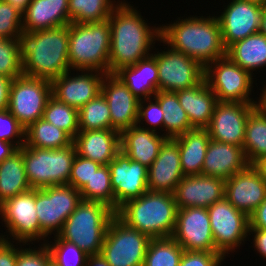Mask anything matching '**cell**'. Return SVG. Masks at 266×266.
I'll return each mask as SVG.
<instances>
[{
  "instance_id": "6da1fadb",
  "label": "cell",
  "mask_w": 266,
  "mask_h": 266,
  "mask_svg": "<svg viewBox=\"0 0 266 266\" xmlns=\"http://www.w3.org/2000/svg\"><path fill=\"white\" fill-rule=\"evenodd\" d=\"M109 16L111 28L108 73L135 65L151 55L150 47L160 39V27L148 26L142 15L129 3L118 1Z\"/></svg>"
},
{
  "instance_id": "7a4b0ae2",
  "label": "cell",
  "mask_w": 266,
  "mask_h": 266,
  "mask_svg": "<svg viewBox=\"0 0 266 266\" xmlns=\"http://www.w3.org/2000/svg\"><path fill=\"white\" fill-rule=\"evenodd\" d=\"M186 17L160 26V39L171 49L182 52L206 67L226 56L217 16Z\"/></svg>"
},
{
  "instance_id": "3957f363",
  "label": "cell",
  "mask_w": 266,
  "mask_h": 266,
  "mask_svg": "<svg viewBox=\"0 0 266 266\" xmlns=\"http://www.w3.org/2000/svg\"><path fill=\"white\" fill-rule=\"evenodd\" d=\"M23 75L52 81L70 70L69 24L23 33Z\"/></svg>"
},
{
  "instance_id": "277c9868",
  "label": "cell",
  "mask_w": 266,
  "mask_h": 266,
  "mask_svg": "<svg viewBox=\"0 0 266 266\" xmlns=\"http://www.w3.org/2000/svg\"><path fill=\"white\" fill-rule=\"evenodd\" d=\"M177 210L173 194L147 191L125 202L115 215L127 226L151 239L168 238L175 229Z\"/></svg>"
},
{
  "instance_id": "5b68a950",
  "label": "cell",
  "mask_w": 266,
  "mask_h": 266,
  "mask_svg": "<svg viewBox=\"0 0 266 266\" xmlns=\"http://www.w3.org/2000/svg\"><path fill=\"white\" fill-rule=\"evenodd\" d=\"M111 28L109 20L69 24L70 70L108 73Z\"/></svg>"
},
{
  "instance_id": "8992f818",
  "label": "cell",
  "mask_w": 266,
  "mask_h": 266,
  "mask_svg": "<svg viewBox=\"0 0 266 266\" xmlns=\"http://www.w3.org/2000/svg\"><path fill=\"white\" fill-rule=\"evenodd\" d=\"M115 211L101 202L81 200L57 234L76 244L88 255H99L109 222Z\"/></svg>"
},
{
  "instance_id": "52a82bcc",
  "label": "cell",
  "mask_w": 266,
  "mask_h": 266,
  "mask_svg": "<svg viewBox=\"0 0 266 266\" xmlns=\"http://www.w3.org/2000/svg\"><path fill=\"white\" fill-rule=\"evenodd\" d=\"M25 174L32 189L55 185H69L73 161L76 157L74 143L60 149L21 146Z\"/></svg>"
},
{
  "instance_id": "ba28073f",
  "label": "cell",
  "mask_w": 266,
  "mask_h": 266,
  "mask_svg": "<svg viewBox=\"0 0 266 266\" xmlns=\"http://www.w3.org/2000/svg\"><path fill=\"white\" fill-rule=\"evenodd\" d=\"M150 240L115 215L109 222L100 254L110 266H143Z\"/></svg>"
},
{
  "instance_id": "9c48e42d",
  "label": "cell",
  "mask_w": 266,
  "mask_h": 266,
  "mask_svg": "<svg viewBox=\"0 0 266 266\" xmlns=\"http://www.w3.org/2000/svg\"><path fill=\"white\" fill-rule=\"evenodd\" d=\"M51 96V81L22 74L11 82L8 110L26 129L43 117Z\"/></svg>"
},
{
  "instance_id": "30bf717a",
  "label": "cell",
  "mask_w": 266,
  "mask_h": 266,
  "mask_svg": "<svg viewBox=\"0 0 266 266\" xmlns=\"http://www.w3.org/2000/svg\"><path fill=\"white\" fill-rule=\"evenodd\" d=\"M253 74L243 70L227 56L209 63L205 67V80L218 102H245L258 104L250 98Z\"/></svg>"
},
{
  "instance_id": "8fae6325",
  "label": "cell",
  "mask_w": 266,
  "mask_h": 266,
  "mask_svg": "<svg viewBox=\"0 0 266 266\" xmlns=\"http://www.w3.org/2000/svg\"><path fill=\"white\" fill-rule=\"evenodd\" d=\"M82 200L80 191L71 185H55L35 189V206L41 230L57 235L64 222Z\"/></svg>"
},
{
  "instance_id": "7c38bea8",
  "label": "cell",
  "mask_w": 266,
  "mask_h": 266,
  "mask_svg": "<svg viewBox=\"0 0 266 266\" xmlns=\"http://www.w3.org/2000/svg\"><path fill=\"white\" fill-rule=\"evenodd\" d=\"M216 250L224 257L249 235V216L236 209L225 197L207 208Z\"/></svg>"
},
{
  "instance_id": "4fadbf2b",
  "label": "cell",
  "mask_w": 266,
  "mask_h": 266,
  "mask_svg": "<svg viewBox=\"0 0 266 266\" xmlns=\"http://www.w3.org/2000/svg\"><path fill=\"white\" fill-rule=\"evenodd\" d=\"M158 68V90L177 92L205 79V67L186 54L170 49L152 54Z\"/></svg>"
},
{
  "instance_id": "5bb4252c",
  "label": "cell",
  "mask_w": 266,
  "mask_h": 266,
  "mask_svg": "<svg viewBox=\"0 0 266 266\" xmlns=\"http://www.w3.org/2000/svg\"><path fill=\"white\" fill-rule=\"evenodd\" d=\"M0 215L11 238L18 243L46 240L35 206V189L16 195L0 204Z\"/></svg>"
},
{
  "instance_id": "9a60e30c",
  "label": "cell",
  "mask_w": 266,
  "mask_h": 266,
  "mask_svg": "<svg viewBox=\"0 0 266 266\" xmlns=\"http://www.w3.org/2000/svg\"><path fill=\"white\" fill-rule=\"evenodd\" d=\"M184 250L218 252L216 250L207 208L190 207L177 210L171 236Z\"/></svg>"
},
{
  "instance_id": "2e32d148",
  "label": "cell",
  "mask_w": 266,
  "mask_h": 266,
  "mask_svg": "<svg viewBox=\"0 0 266 266\" xmlns=\"http://www.w3.org/2000/svg\"><path fill=\"white\" fill-rule=\"evenodd\" d=\"M217 16L222 40L227 49L233 43L261 32L265 8L242 0H232Z\"/></svg>"
},
{
  "instance_id": "e0dca14e",
  "label": "cell",
  "mask_w": 266,
  "mask_h": 266,
  "mask_svg": "<svg viewBox=\"0 0 266 266\" xmlns=\"http://www.w3.org/2000/svg\"><path fill=\"white\" fill-rule=\"evenodd\" d=\"M115 198V212L125 202L148 191V167L120 151L108 164Z\"/></svg>"
},
{
  "instance_id": "ac0fdd59",
  "label": "cell",
  "mask_w": 266,
  "mask_h": 266,
  "mask_svg": "<svg viewBox=\"0 0 266 266\" xmlns=\"http://www.w3.org/2000/svg\"><path fill=\"white\" fill-rule=\"evenodd\" d=\"M258 104L217 102L206 128L212 140L243 147L250 111Z\"/></svg>"
},
{
  "instance_id": "d6986e66",
  "label": "cell",
  "mask_w": 266,
  "mask_h": 266,
  "mask_svg": "<svg viewBox=\"0 0 266 266\" xmlns=\"http://www.w3.org/2000/svg\"><path fill=\"white\" fill-rule=\"evenodd\" d=\"M110 110L111 129L120 134L137 125L139 99L126 87V84L114 73H106L101 84Z\"/></svg>"
},
{
  "instance_id": "ffe728a7",
  "label": "cell",
  "mask_w": 266,
  "mask_h": 266,
  "mask_svg": "<svg viewBox=\"0 0 266 266\" xmlns=\"http://www.w3.org/2000/svg\"><path fill=\"white\" fill-rule=\"evenodd\" d=\"M69 72L71 73L67 71L51 81L52 96L79 110L101 93V84L106 73L82 70L81 75L78 73L71 77Z\"/></svg>"
},
{
  "instance_id": "44dd1931",
  "label": "cell",
  "mask_w": 266,
  "mask_h": 266,
  "mask_svg": "<svg viewBox=\"0 0 266 266\" xmlns=\"http://www.w3.org/2000/svg\"><path fill=\"white\" fill-rule=\"evenodd\" d=\"M225 181L202 174L184 176L173 193L177 208H208L225 197Z\"/></svg>"
},
{
  "instance_id": "7402d4cb",
  "label": "cell",
  "mask_w": 266,
  "mask_h": 266,
  "mask_svg": "<svg viewBox=\"0 0 266 266\" xmlns=\"http://www.w3.org/2000/svg\"><path fill=\"white\" fill-rule=\"evenodd\" d=\"M225 198L250 216L266 198V182L248 165L225 181Z\"/></svg>"
},
{
  "instance_id": "603a6c76",
  "label": "cell",
  "mask_w": 266,
  "mask_h": 266,
  "mask_svg": "<svg viewBox=\"0 0 266 266\" xmlns=\"http://www.w3.org/2000/svg\"><path fill=\"white\" fill-rule=\"evenodd\" d=\"M183 177L178 142L174 138H168L157 158L148 167V191L173 194Z\"/></svg>"
},
{
  "instance_id": "cb8c5ba5",
  "label": "cell",
  "mask_w": 266,
  "mask_h": 266,
  "mask_svg": "<svg viewBox=\"0 0 266 266\" xmlns=\"http://www.w3.org/2000/svg\"><path fill=\"white\" fill-rule=\"evenodd\" d=\"M68 3L69 0H32L22 12L23 33L70 24Z\"/></svg>"
},
{
  "instance_id": "d4e9b609",
  "label": "cell",
  "mask_w": 266,
  "mask_h": 266,
  "mask_svg": "<svg viewBox=\"0 0 266 266\" xmlns=\"http://www.w3.org/2000/svg\"><path fill=\"white\" fill-rule=\"evenodd\" d=\"M73 143L77 155L108 165L121 151L120 133L113 129L79 131Z\"/></svg>"
},
{
  "instance_id": "484cf974",
  "label": "cell",
  "mask_w": 266,
  "mask_h": 266,
  "mask_svg": "<svg viewBox=\"0 0 266 266\" xmlns=\"http://www.w3.org/2000/svg\"><path fill=\"white\" fill-rule=\"evenodd\" d=\"M248 165L243 147L211 139L207 147L201 174L226 180Z\"/></svg>"
},
{
  "instance_id": "4316f807",
  "label": "cell",
  "mask_w": 266,
  "mask_h": 266,
  "mask_svg": "<svg viewBox=\"0 0 266 266\" xmlns=\"http://www.w3.org/2000/svg\"><path fill=\"white\" fill-rule=\"evenodd\" d=\"M134 125L120 134L121 151L131 160L149 167L168 139L164 134Z\"/></svg>"
},
{
  "instance_id": "83f0119b",
  "label": "cell",
  "mask_w": 266,
  "mask_h": 266,
  "mask_svg": "<svg viewBox=\"0 0 266 266\" xmlns=\"http://www.w3.org/2000/svg\"><path fill=\"white\" fill-rule=\"evenodd\" d=\"M181 107L187 113L192 128L206 129L217 101L206 80L192 88L176 92Z\"/></svg>"
},
{
  "instance_id": "f1b7e54d",
  "label": "cell",
  "mask_w": 266,
  "mask_h": 266,
  "mask_svg": "<svg viewBox=\"0 0 266 266\" xmlns=\"http://www.w3.org/2000/svg\"><path fill=\"white\" fill-rule=\"evenodd\" d=\"M139 100L154 96L158 90V68L152 55L139 60L135 65L120 68L114 73Z\"/></svg>"
},
{
  "instance_id": "f546056e",
  "label": "cell",
  "mask_w": 266,
  "mask_h": 266,
  "mask_svg": "<svg viewBox=\"0 0 266 266\" xmlns=\"http://www.w3.org/2000/svg\"><path fill=\"white\" fill-rule=\"evenodd\" d=\"M180 149V162L184 176L200 175L208 144L211 140L207 129L193 128L174 138Z\"/></svg>"
},
{
  "instance_id": "4dcf8cb0",
  "label": "cell",
  "mask_w": 266,
  "mask_h": 266,
  "mask_svg": "<svg viewBox=\"0 0 266 266\" xmlns=\"http://www.w3.org/2000/svg\"><path fill=\"white\" fill-rule=\"evenodd\" d=\"M226 56L252 74L256 69L266 67V36L258 32L237 41L226 49Z\"/></svg>"
},
{
  "instance_id": "1f68e13d",
  "label": "cell",
  "mask_w": 266,
  "mask_h": 266,
  "mask_svg": "<svg viewBox=\"0 0 266 266\" xmlns=\"http://www.w3.org/2000/svg\"><path fill=\"white\" fill-rule=\"evenodd\" d=\"M31 189L25 174L23 153L18 149L0 163V204Z\"/></svg>"
},
{
  "instance_id": "d6a6232c",
  "label": "cell",
  "mask_w": 266,
  "mask_h": 266,
  "mask_svg": "<svg viewBox=\"0 0 266 266\" xmlns=\"http://www.w3.org/2000/svg\"><path fill=\"white\" fill-rule=\"evenodd\" d=\"M163 113L164 135L167 138H175L185 134L191 127L185 110L181 107L176 92L158 91L154 96Z\"/></svg>"
},
{
  "instance_id": "836d02e7",
  "label": "cell",
  "mask_w": 266,
  "mask_h": 266,
  "mask_svg": "<svg viewBox=\"0 0 266 266\" xmlns=\"http://www.w3.org/2000/svg\"><path fill=\"white\" fill-rule=\"evenodd\" d=\"M243 150L249 165L266 156V112L259 105L248 116Z\"/></svg>"
},
{
  "instance_id": "e575fe53",
  "label": "cell",
  "mask_w": 266,
  "mask_h": 266,
  "mask_svg": "<svg viewBox=\"0 0 266 266\" xmlns=\"http://www.w3.org/2000/svg\"><path fill=\"white\" fill-rule=\"evenodd\" d=\"M73 143V139L62 129L43 118L25 129V146L44 149H60Z\"/></svg>"
},
{
  "instance_id": "d590c367",
  "label": "cell",
  "mask_w": 266,
  "mask_h": 266,
  "mask_svg": "<svg viewBox=\"0 0 266 266\" xmlns=\"http://www.w3.org/2000/svg\"><path fill=\"white\" fill-rule=\"evenodd\" d=\"M116 1L111 0H69V17L73 23L100 22L107 20Z\"/></svg>"
},
{
  "instance_id": "8d00e7d4",
  "label": "cell",
  "mask_w": 266,
  "mask_h": 266,
  "mask_svg": "<svg viewBox=\"0 0 266 266\" xmlns=\"http://www.w3.org/2000/svg\"><path fill=\"white\" fill-rule=\"evenodd\" d=\"M79 131L111 129L108 103L102 93L78 110Z\"/></svg>"
},
{
  "instance_id": "74e56055",
  "label": "cell",
  "mask_w": 266,
  "mask_h": 266,
  "mask_svg": "<svg viewBox=\"0 0 266 266\" xmlns=\"http://www.w3.org/2000/svg\"><path fill=\"white\" fill-rule=\"evenodd\" d=\"M183 252L172 237L151 239L143 266H179Z\"/></svg>"
},
{
  "instance_id": "f35d334b",
  "label": "cell",
  "mask_w": 266,
  "mask_h": 266,
  "mask_svg": "<svg viewBox=\"0 0 266 266\" xmlns=\"http://www.w3.org/2000/svg\"><path fill=\"white\" fill-rule=\"evenodd\" d=\"M42 118L64 130L72 139L79 132L78 110L53 96L49 98Z\"/></svg>"
},
{
  "instance_id": "ab89813d",
  "label": "cell",
  "mask_w": 266,
  "mask_h": 266,
  "mask_svg": "<svg viewBox=\"0 0 266 266\" xmlns=\"http://www.w3.org/2000/svg\"><path fill=\"white\" fill-rule=\"evenodd\" d=\"M83 200L101 202L115 211V198L108 165H101L90 181L80 190Z\"/></svg>"
},
{
  "instance_id": "60d3db41",
  "label": "cell",
  "mask_w": 266,
  "mask_h": 266,
  "mask_svg": "<svg viewBox=\"0 0 266 266\" xmlns=\"http://www.w3.org/2000/svg\"><path fill=\"white\" fill-rule=\"evenodd\" d=\"M22 74L21 38H0V75L13 80Z\"/></svg>"
},
{
  "instance_id": "b9f144b4",
  "label": "cell",
  "mask_w": 266,
  "mask_h": 266,
  "mask_svg": "<svg viewBox=\"0 0 266 266\" xmlns=\"http://www.w3.org/2000/svg\"><path fill=\"white\" fill-rule=\"evenodd\" d=\"M54 242H47L52 261L57 266H86L88 254L81 250L76 244L61 239L54 235ZM71 258V259H70Z\"/></svg>"
},
{
  "instance_id": "7bdbcfd3",
  "label": "cell",
  "mask_w": 266,
  "mask_h": 266,
  "mask_svg": "<svg viewBox=\"0 0 266 266\" xmlns=\"http://www.w3.org/2000/svg\"><path fill=\"white\" fill-rule=\"evenodd\" d=\"M22 12L10 3L0 2V38H22Z\"/></svg>"
},
{
  "instance_id": "ee69618b",
  "label": "cell",
  "mask_w": 266,
  "mask_h": 266,
  "mask_svg": "<svg viewBox=\"0 0 266 266\" xmlns=\"http://www.w3.org/2000/svg\"><path fill=\"white\" fill-rule=\"evenodd\" d=\"M0 141L10 142L18 149L25 144V128L8 109L0 111Z\"/></svg>"
},
{
  "instance_id": "f6af8a7d",
  "label": "cell",
  "mask_w": 266,
  "mask_h": 266,
  "mask_svg": "<svg viewBox=\"0 0 266 266\" xmlns=\"http://www.w3.org/2000/svg\"><path fill=\"white\" fill-rule=\"evenodd\" d=\"M100 166V163L76 154L69 176V185L80 191Z\"/></svg>"
},
{
  "instance_id": "bcb514c9",
  "label": "cell",
  "mask_w": 266,
  "mask_h": 266,
  "mask_svg": "<svg viewBox=\"0 0 266 266\" xmlns=\"http://www.w3.org/2000/svg\"><path fill=\"white\" fill-rule=\"evenodd\" d=\"M153 100V101H152ZM155 100V101H154ZM148 102V104H146ZM145 103V104H144ZM163 111L159 102L154 99L148 98L139 101V110H138V121L137 124L140 125L141 120L142 122H147L150 127H145L144 129L152 130L157 132V127H164L163 124ZM152 127V128H151Z\"/></svg>"
},
{
  "instance_id": "7dc6e473",
  "label": "cell",
  "mask_w": 266,
  "mask_h": 266,
  "mask_svg": "<svg viewBox=\"0 0 266 266\" xmlns=\"http://www.w3.org/2000/svg\"><path fill=\"white\" fill-rule=\"evenodd\" d=\"M42 246V247H41ZM37 249L22 248L17 251L16 266H48L52 261L46 242ZM37 249V250H36Z\"/></svg>"
},
{
  "instance_id": "c3c4849f",
  "label": "cell",
  "mask_w": 266,
  "mask_h": 266,
  "mask_svg": "<svg viewBox=\"0 0 266 266\" xmlns=\"http://www.w3.org/2000/svg\"><path fill=\"white\" fill-rule=\"evenodd\" d=\"M224 259L219 252L184 250L179 266H221Z\"/></svg>"
},
{
  "instance_id": "681fc988",
  "label": "cell",
  "mask_w": 266,
  "mask_h": 266,
  "mask_svg": "<svg viewBox=\"0 0 266 266\" xmlns=\"http://www.w3.org/2000/svg\"><path fill=\"white\" fill-rule=\"evenodd\" d=\"M0 235V266H16L17 251L19 248L15 247L13 241L8 236Z\"/></svg>"
},
{
  "instance_id": "f907efd6",
  "label": "cell",
  "mask_w": 266,
  "mask_h": 266,
  "mask_svg": "<svg viewBox=\"0 0 266 266\" xmlns=\"http://www.w3.org/2000/svg\"><path fill=\"white\" fill-rule=\"evenodd\" d=\"M249 229H265L266 230V198L249 216Z\"/></svg>"
},
{
  "instance_id": "816d5d0a",
  "label": "cell",
  "mask_w": 266,
  "mask_h": 266,
  "mask_svg": "<svg viewBox=\"0 0 266 266\" xmlns=\"http://www.w3.org/2000/svg\"><path fill=\"white\" fill-rule=\"evenodd\" d=\"M254 234V248L259 252L260 256L266 258V230L265 229H249V235Z\"/></svg>"
},
{
  "instance_id": "f5cc1de1",
  "label": "cell",
  "mask_w": 266,
  "mask_h": 266,
  "mask_svg": "<svg viewBox=\"0 0 266 266\" xmlns=\"http://www.w3.org/2000/svg\"><path fill=\"white\" fill-rule=\"evenodd\" d=\"M11 82L12 79L0 75V111L8 109Z\"/></svg>"
},
{
  "instance_id": "db71d44e",
  "label": "cell",
  "mask_w": 266,
  "mask_h": 266,
  "mask_svg": "<svg viewBox=\"0 0 266 266\" xmlns=\"http://www.w3.org/2000/svg\"><path fill=\"white\" fill-rule=\"evenodd\" d=\"M18 148L10 143L5 141H0V163H2L7 157H10Z\"/></svg>"
},
{
  "instance_id": "11a10c76",
  "label": "cell",
  "mask_w": 266,
  "mask_h": 266,
  "mask_svg": "<svg viewBox=\"0 0 266 266\" xmlns=\"http://www.w3.org/2000/svg\"><path fill=\"white\" fill-rule=\"evenodd\" d=\"M251 166L256 170V172L262 177L266 182V156L256 159Z\"/></svg>"
},
{
  "instance_id": "9f6ffc18",
  "label": "cell",
  "mask_w": 266,
  "mask_h": 266,
  "mask_svg": "<svg viewBox=\"0 0 266 266\" xmlns=\"http://www.w3.org/2000/svg\"><path fill=\"white\" fill-rule=\"evenodd\" d=\"M86 266H110L106 260L99 255H88Z\"/></svg>"
},
{
  "instance_id": "6f0895ef",
  "label": "cell",
  "mask_w": 266,
  "mask_h": 266,
  "mask_svg": "<svg viewBox=\"0 0 266 266\" xmlns=\"http://www.w3.org/2000/svg\"><path fill=\"white\" fill-rule=\"evenodd\" d=\"M10 3L13 7H16L19 11L23 12L32 0H2Z\"/></svg>"
},
{
  "instance_id": "680465c9",
  "label": "cell",
  "mask_w": 266,
  "mask_h": 266,
  "mask_svg": "<svg viewBox=\"0 0 266 266\" xmlns=\"http://www.w3.org/2000/svg\"><path fill=\"white\" fill-rule=\"evenodd\" d=\"M259 98L260 100L258 101V105L266 112V87L262 89V94H260Z\"/></svg>"
},
{
  "instance_id": "91938a15",
  "label": "cell",
  "mask_w": 266,
  "mask_h": 266,
  "mask_svg": "<svg viewBox=\"0 0 266 266\" xmlns=\"http://www.w3.org/2000/svg\"><path fill=\"white\" fill-rule=\"evenodd\" d=\"M242 1H246V2H249V3H254V4H257V5H260L264 8H266V0H242Z\"/></svg>"
},
{
  "instance_id": "94428289",
  "label": "cell",
  "mask_w": 266,
  "mask_h": 266,
  "mask_svg": "<svg viewBox=\"0 0 266 266\" xmlns=\"http://www.w3.org/2000/svg\"><path fill=\"white\" fill-rule=\"evenodd\" d=\"M261 32L266 36V8H265L264 16H263Z\"/></svg>"
},
{
  "instance_id": "6125c7cd",
  "label": "cell",
  "mask_w": 266,
  "mask_h": 266,
  "mask_svg": "<svg viewBox=\"0 0 266 266\" xmlns=\"http://www.w3.org/2000/svg\"><path fill=\"white\" fill-rule=\"evenodd\" d=\"M48 266H57L53 261H51Z\"/></svg>"
}]
</instances>
